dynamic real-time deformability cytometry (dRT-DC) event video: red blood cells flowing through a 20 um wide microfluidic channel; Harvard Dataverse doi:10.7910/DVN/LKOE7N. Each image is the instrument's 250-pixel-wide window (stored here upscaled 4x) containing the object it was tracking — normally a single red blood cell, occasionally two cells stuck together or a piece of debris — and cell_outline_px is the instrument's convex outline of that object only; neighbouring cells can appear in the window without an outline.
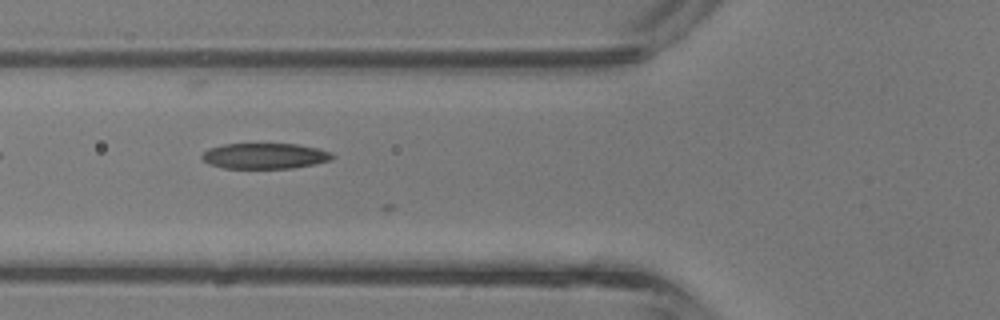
{"species": "common noctule bat (a hibernating species)", "species_latin": "Nyctalus noctula", "temperature_condition": "room temperature", "stored_images_in_passage": 6, "camera_frame_rate_fps": 3000, "um_per_image_px": 0.085, "animal": {"sex": "male", "body_mass_g": 13.3}, "frame": {"image": 1, "passage_image": 4, "time_ms": 1.0, "image_size_px": [1000, 320], "cell_outline_px": [[332, 156], [328, 160], [316, 164], [292, 168], [224, 168], [208, 164], [200, 156], [208, 148], [224, 144], [296, 144], [316, 148], [332, 152]], "centroid_in_image_um": [22.46, 13.26], "position_along_channel_um": 103.3, "area_um2": 19.36}}
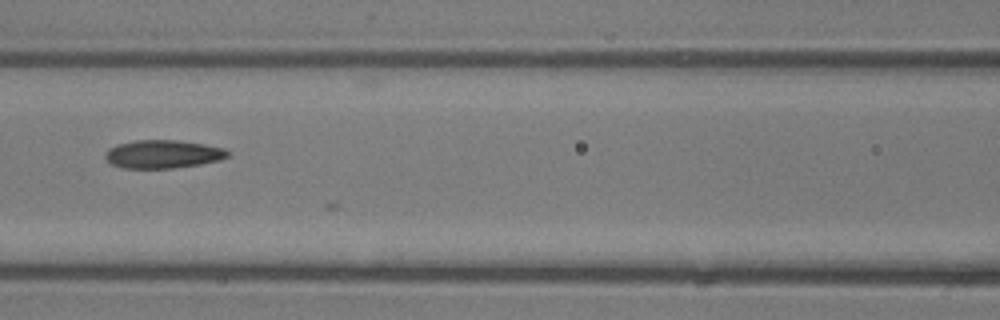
{"frame": {"image": 2, "passage_image": 5, "time_ms": 1.333, "image_size_px": [1000, 320], "cell_outline_px": [[232, 152], [228, 156], [220, 160], [200, 164], [172, 168], [124, 168], [112, 164], [104, 156], [108, 148], [116, 144], [136, 140], [176, 140], [204, 144], [224, 148]], "centroid_in_image_um": [13.86, 13.09], "position_along_channel_um": 152.7, "area_um2": 20.17}}